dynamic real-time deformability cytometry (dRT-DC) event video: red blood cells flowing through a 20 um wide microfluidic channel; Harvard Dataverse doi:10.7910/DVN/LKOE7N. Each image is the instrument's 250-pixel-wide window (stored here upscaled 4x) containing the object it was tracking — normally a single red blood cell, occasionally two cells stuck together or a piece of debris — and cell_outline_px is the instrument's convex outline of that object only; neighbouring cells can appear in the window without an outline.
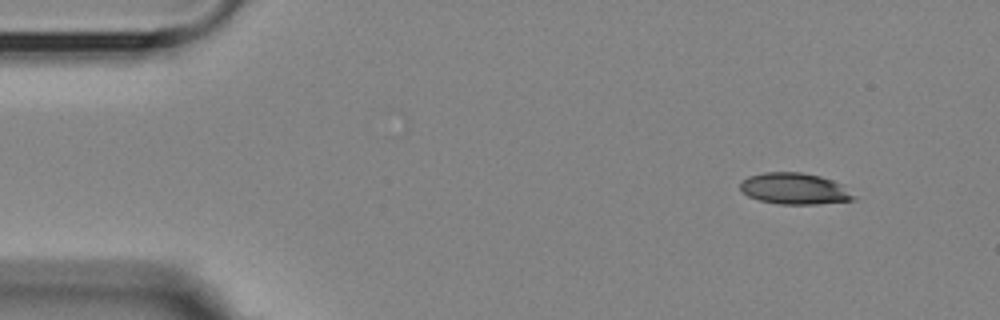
{"species": "Egyptian fruit bat (a non-hibernating species)", "species_latin": "Rousettus aegyptiacus", "temperature_condition": "room temperature", "stored_images_in_passage": 5, "segment_of_instrument_passage": [1, 2], "camera_frame_rate_fps": 3000, "um_per_image_px": 0.085, "animal": {"sex": "female"}, "frame": {"image": 1, "passage_image": 1, "time_ms": 0.0, "image_size_px": [1000, 320], "cell_outline_px": [[856, 200], [816, 204], [780, 204], [760, 200], [748, 196], [740, 188], [740, 180], [748, 176], [764, 172], [800, 172], [820, 176], [844, 184], [856, 196]], "centroid_in_image_um": [67.57, 16.03], "position_along_channel_um": 17.4, "area_um2": 20.92}}
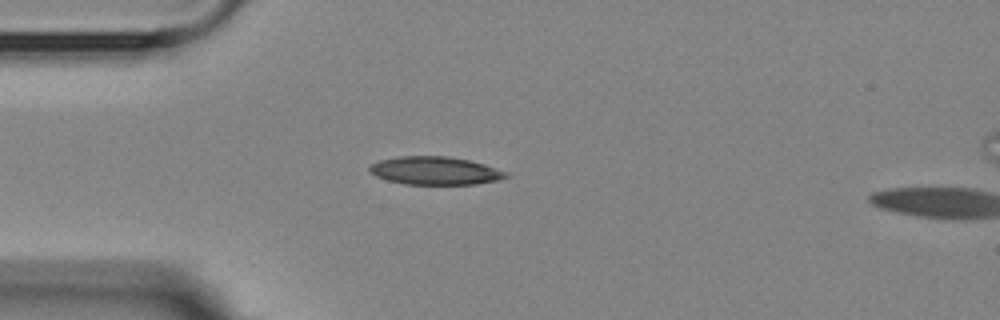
{"frame": {"image": 2, "passage_image": 4, "time_ms": 3.0, "image_size_px": [1000, 320], "cell_outline_px": [[508, 176], [500, 180], [476, 184], [404, 184], [388, 180], [376, 176], [368, 172], [368, 168], [372, 164], [380, 160], [400, 156], [448, 156], [468, 160], [484, 164], [508, 172]], "centroid_in_image_um": [36.98, 14.51], "position_along_channel_um": 48.0, "area_um2": 22.31}}